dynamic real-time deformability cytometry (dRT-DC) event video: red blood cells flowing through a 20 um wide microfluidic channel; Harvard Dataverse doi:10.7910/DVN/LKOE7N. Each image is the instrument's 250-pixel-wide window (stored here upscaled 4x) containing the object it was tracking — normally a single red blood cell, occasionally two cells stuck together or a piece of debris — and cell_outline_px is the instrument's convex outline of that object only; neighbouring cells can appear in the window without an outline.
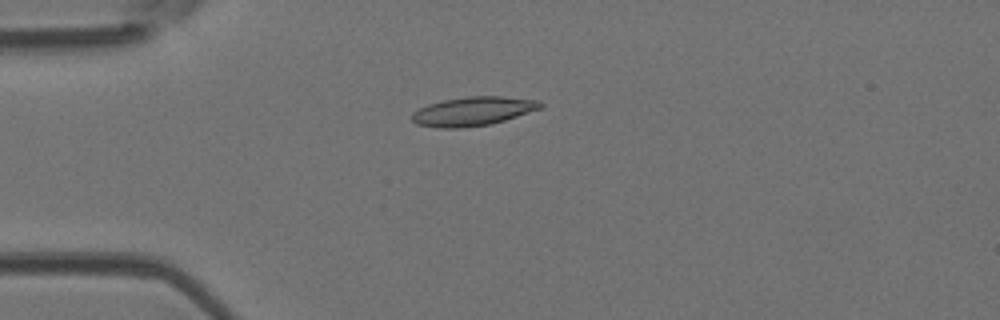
{"species": "Egyptian fruit bat (a non-hibernating species)", "species_latin": "Rousettus aegyptiacus", "temperature_condition": "room temperature", "stored_images_in_passage": 1, "camera_frame_rate_fps": 3000, "um_per_image_px": 0.085, "animal": {"sex": "female"}, "frame": {"image": 1, "passage_image": 1, "time_ms": 0.0, "image_size_px": [1000, 320], "cell_outline_px": [[544, 104], [540, 108], [492, 124], [460, 128], [440, 128], [416, 124], [412, 120], [412, 112], [428, 104], [444, 100], [468, 96], [504, 96], [540, 100]], "centroid_in_image_um": [40.2, 9.45], "position_along_channel_um": 44.8, "area_um2": 21.62}}